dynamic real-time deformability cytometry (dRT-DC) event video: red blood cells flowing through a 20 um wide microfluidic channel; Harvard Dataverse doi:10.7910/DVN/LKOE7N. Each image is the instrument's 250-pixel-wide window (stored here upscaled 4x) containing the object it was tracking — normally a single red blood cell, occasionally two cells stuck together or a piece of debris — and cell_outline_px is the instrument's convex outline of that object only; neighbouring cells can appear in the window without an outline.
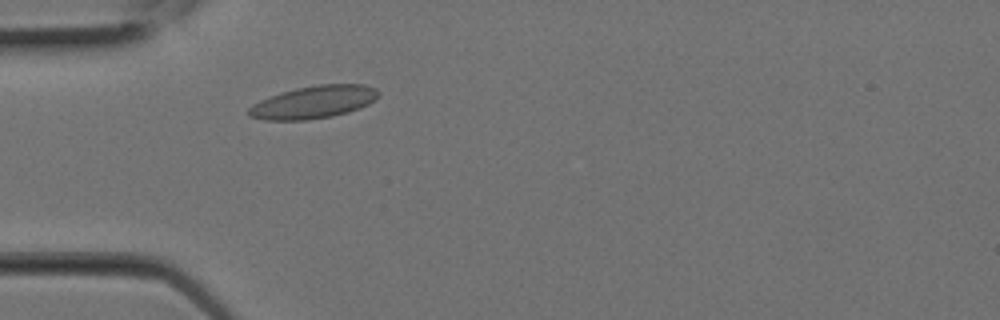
{"species": "Egyptian fruit bat (a non-hibernating species)", "species_latin": "Rousettus aegyptiacus", "temperature_condition": "room temperature", "stored_images_in_passage": 4, "camera_frame_rate_fps": 3000, "um_per_image_px": 0.085, "animal": {"sex": "female"}, "frame": {"image": 1, "passage_image": 4, "time_ms": 1.0, "image_size_px": [1000, 320], "cell_outline_px": [[380, 96], [368, 104], [360, 108], [348, 112], [332, 116], [308, 120], [264, 120], [248, 116], [248, 108], [252, 104], [260, 100], [280, 92], [296, 88], [320, 84], [364, 84], [376, 88], [380, 92]], "centroid_in_image_um": [26.66, 8.68], "position_along_channel_um": 58.3, "area_um2": 24.85}}